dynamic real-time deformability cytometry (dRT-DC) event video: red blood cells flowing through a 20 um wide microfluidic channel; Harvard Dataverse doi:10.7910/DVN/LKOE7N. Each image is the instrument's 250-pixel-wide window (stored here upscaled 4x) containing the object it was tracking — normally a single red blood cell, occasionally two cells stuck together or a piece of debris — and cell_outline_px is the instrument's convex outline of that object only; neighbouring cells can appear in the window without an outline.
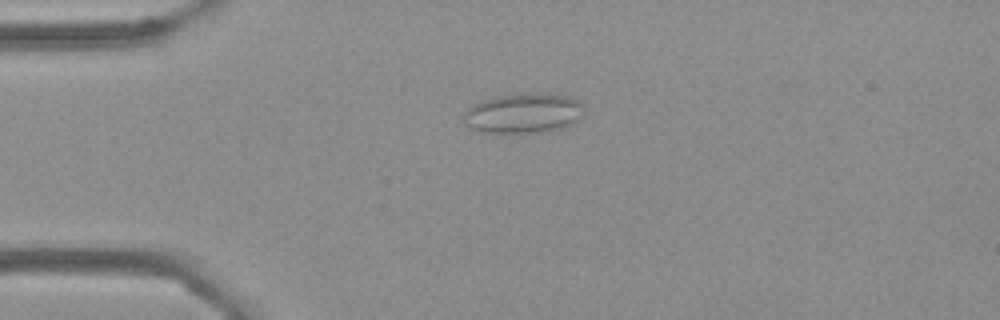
{"species": "Egyptian fruit bat (a non-hibernating species)", "species_latin": "Rousettus aegyptiacus", "temperature_condition": "cold", "stored_images_in_passage": 7, "camera_frame_rate_fps": 3000, "um_per_image_px": 0.085, "frame": {"image": 1, "passage_image": 4, "time_ms": 1.0, "image_size_px": [1000, 320], "cell_outline_px": [[584, 116], [572, 124], [560, 128], [544, 132], [480, 132], [464, 124], [464, 112], [468, 108], [484, 100], [496, 96], [568, 96], [584, 104]], "centroid_in_image_um": [44.51, 9.68], "position_along_channel_um": 40.5, "area_um2": 26.99}}
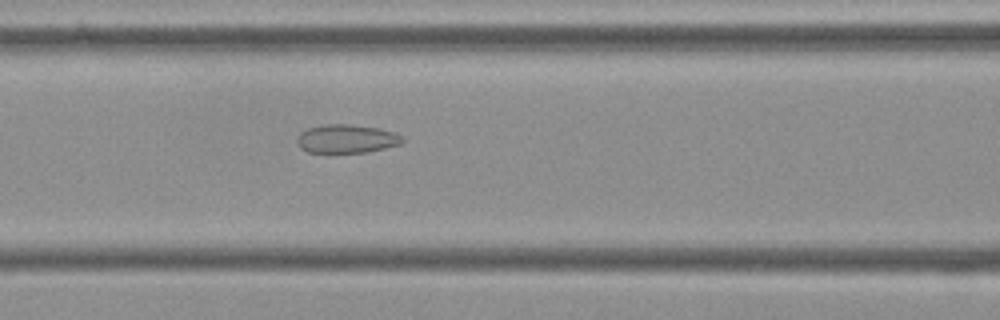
{"frame": {"image": 2, "passage_image": 7, "time_ms": 2.0, "image_size_px": [1000, 320], "cell_outline_px": [[404, 140], [400, 144], [384, 148], [364, 152], [332, 156], [328, 156], [308, 152], [300, 148], [296, 144], [296, 136], [300, 132], [308, 128], [324, 124], [352, 124], [380, 128], [404, 136]], "centroid_in_image_um": [29.37, 11.84], "position_along_channel_um": 137.2, "area_um2": 18.5}}